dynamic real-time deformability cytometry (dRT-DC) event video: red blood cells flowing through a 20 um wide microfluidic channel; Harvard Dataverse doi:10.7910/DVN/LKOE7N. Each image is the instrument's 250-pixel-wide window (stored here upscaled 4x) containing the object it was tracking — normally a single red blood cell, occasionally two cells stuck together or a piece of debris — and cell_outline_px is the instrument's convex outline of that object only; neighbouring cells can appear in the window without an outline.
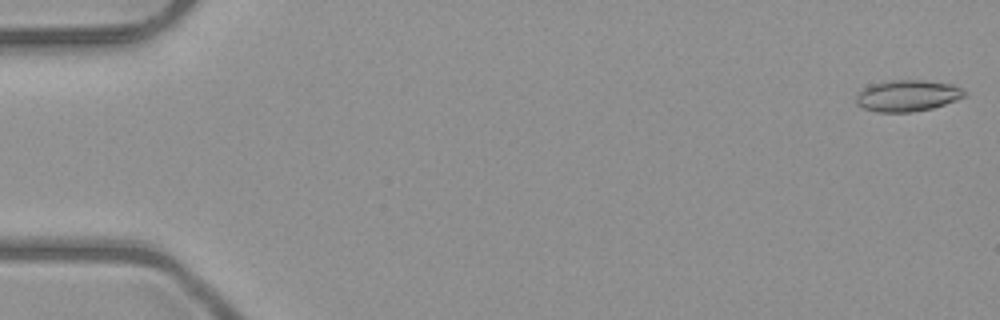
{"species": "common noctule bat (a hibernating species)", "species_latin": "Nyctalus noctula", "temperature_condition": "room temperature", "stored_images_in_passage": 32, "camera_frame_rate_fps": 3000, "um_per_image_px": 0.085, "animal": {"sex": "male", "body_mass_g": 23.1, "forearm_length_mm": 52.7}, "frame": {"image": 1, "passage_image": 1, "time_ms": 0.0, "image_size_px": [1000, 320], "cell_outline_px": [[968, 96], [932, 108], [912, 112], [876, 112], [864, 108], [856, 104], [856, 96], [864, 88], [872, 84], [892, 80], [924, 80], [952, 84], [968, 92]], "centroid_in_image_um": [77.16, 8.13], "position_along_channel_um": 7.8, "area_um2": 19.83}}
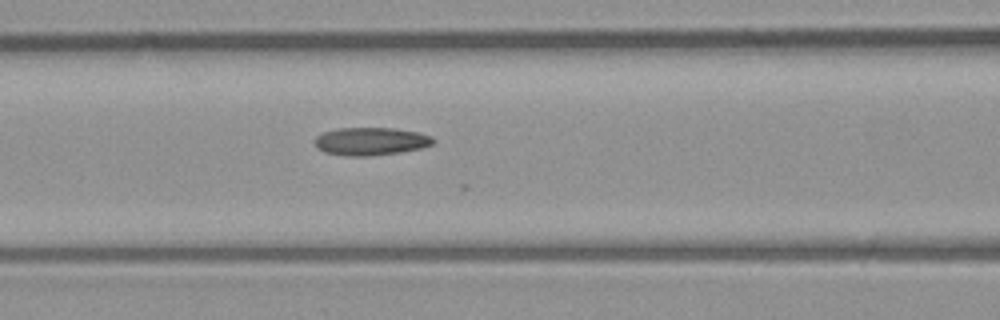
{"frame": {"image": 2, "passage_image": 22, "time_ms": 7.0, "image_size_px": [1000, 320], "cell_outline_px": [[436, 140], [432, 144], [420, 148], [400, 152], [372, 156], [348, 156], [324, 152], [316, 148], [312, 140], [316, 136], [324, 132], [340, 128], [396, 128], [416, 132], [432, 136]], "centroid_in_image_um": [31.48, 12.01], "position_along_channel_um": 135.1, "area_um2": 19.36}}
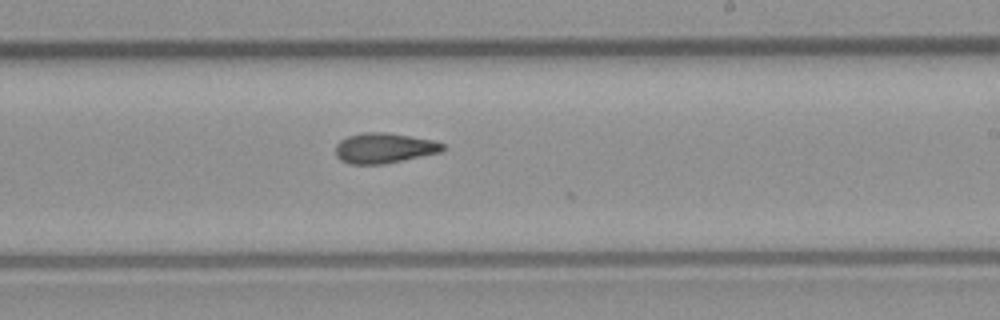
{"frame": {"image": 3, "passage_image": 31, "time_ms": 10.0, "image_size_px": [1000, 320], "cell_outline_px": [[444, 148], [440, 152], [384, 164], [348, 164], [340, 160], [336, 156], [336, 144], [340, 140], [348, 136], [364, 132], [388, 132], [432, 140], [444, 144]], "centroid_in_image_um": [32.61, 12.58], "position_along_channel_um": 256.4, "area_um2": 18.84}}